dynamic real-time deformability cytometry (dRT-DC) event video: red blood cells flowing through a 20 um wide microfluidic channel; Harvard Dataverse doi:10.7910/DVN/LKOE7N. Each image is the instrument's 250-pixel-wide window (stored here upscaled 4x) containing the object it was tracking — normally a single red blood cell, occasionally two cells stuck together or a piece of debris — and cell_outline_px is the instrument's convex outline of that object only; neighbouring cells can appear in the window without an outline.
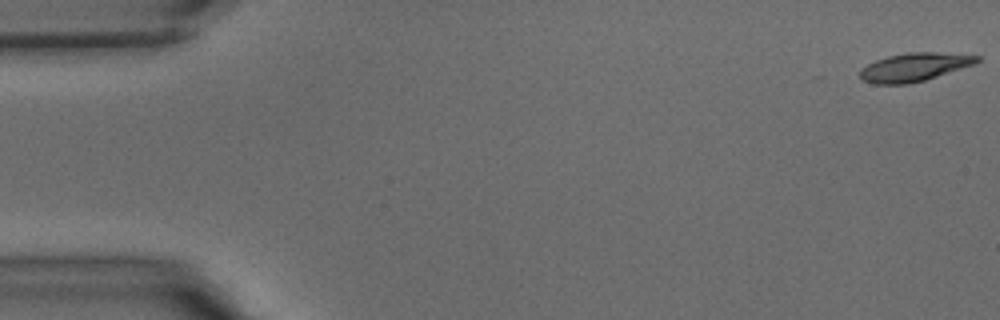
{"species": "common noctule bat (a hibernating species)", "species_latin": "Nyctalus noctula", "temperature_condition": "warm", "stored_images_in_passage": 7, "camera_frame_rate_fps": 3000, "um_per_image_px": 0.085, "animal": {"sex": "male", "body_mass_g": 15.6}, "frame": {"image": 1, "passage_image": 1, "time_ms": 0.0, "image_size_px": [1000, 320], "cell_outline_px": [[980, 60], [976, 64], [924, 80], [908, 84], [872, 84], [864, 80], [860, 76], [860, 68], [876, 60], [888, 56], [908, 52], [936, 52], [980, 56]], "centroid_in_image_um": [77.72, 5.7], "position_along_channel_um": 7.3, "area_um2": 19.25}}